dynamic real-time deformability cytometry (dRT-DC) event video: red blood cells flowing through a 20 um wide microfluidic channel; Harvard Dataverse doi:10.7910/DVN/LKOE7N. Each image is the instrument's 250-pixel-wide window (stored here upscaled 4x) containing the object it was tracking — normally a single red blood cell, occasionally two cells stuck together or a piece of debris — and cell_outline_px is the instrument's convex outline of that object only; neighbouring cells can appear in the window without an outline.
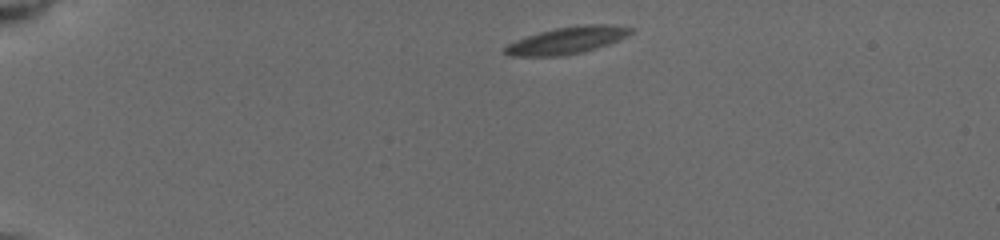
{"species": "common noctule bat (a hibernating species)", "species_latin": "Nyctalus noctula", "temperature_condition": "cold", "stored_images_in_passage": 67, "camera_frame_rate_fps": 3000, "um_per_image_px": 0.085, "animal": {"sex": "female", "body_mass_g": 19.5, "forearm_length_mm": 54.1}, "frame": {"image": 1, "passage_image": 1, "time_ms": 0.0, "image_size_px": [1000, 240], "cell_outline_px": [[632, 32], [608, 44], [584, 52], [564, 56], [512, 56], [500, 52], [508, 44], [516, 40], [540, 32], [556, 28], [592, 24], [604, 24], [632, 28]], "centroid_in_image_um": [48.13, 3.45], "position_along_channel_um": 36.9, "area_um2": 19.42}}
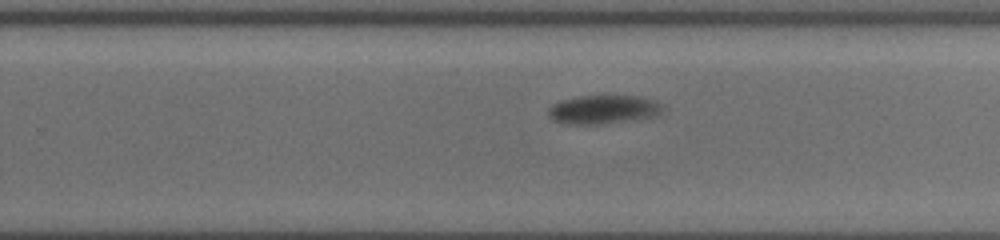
{"frame": {"image": 2, "passage_image": 47, "time_ms": 8.333, "image_size_px": [1000, 240], "cell_outline_px": [[664, 116], [596, 124], [568, 124], [552, 120], [548, 116], [548, 108], [560, 100], [580, 96], [640, 96], [656, 100], [664, 108]], "centroid_in_image_um": [51.35, 9.31], "position_along_channel_um": 278.4, "area_um2": 19.42}}
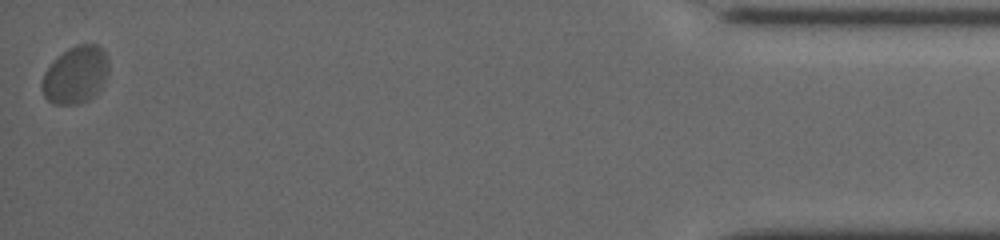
{"frame": {"image": 3, "passage_image": 67, "time_ms": 14.333, "image_size_px": [1000, 240], "cell_outline_px": [[108, 72], [100, 88], [88, 100], [76, 104], [52, 104], [44, 96], [40, 88], [40, 84], [44, 72], [68, 48], [76, 44], [96, 44], [104, 48], [108, 60]], "centroid_in_image_um": [6.42, 6.36], "position_along_channel_um": 428.8, "area_um2": 22.2}, "authors_computed_cell_mechanics": {"area_um2": 20.1144, "velocity_mm_per_s": 3.7465, "shape_relaxation_time_tau1_ms": 3.7106, "shape_relaxation_time_tau2_ms": null, "deformation_change_tau1": 0.0824, "deformation_change_tau2": null}}